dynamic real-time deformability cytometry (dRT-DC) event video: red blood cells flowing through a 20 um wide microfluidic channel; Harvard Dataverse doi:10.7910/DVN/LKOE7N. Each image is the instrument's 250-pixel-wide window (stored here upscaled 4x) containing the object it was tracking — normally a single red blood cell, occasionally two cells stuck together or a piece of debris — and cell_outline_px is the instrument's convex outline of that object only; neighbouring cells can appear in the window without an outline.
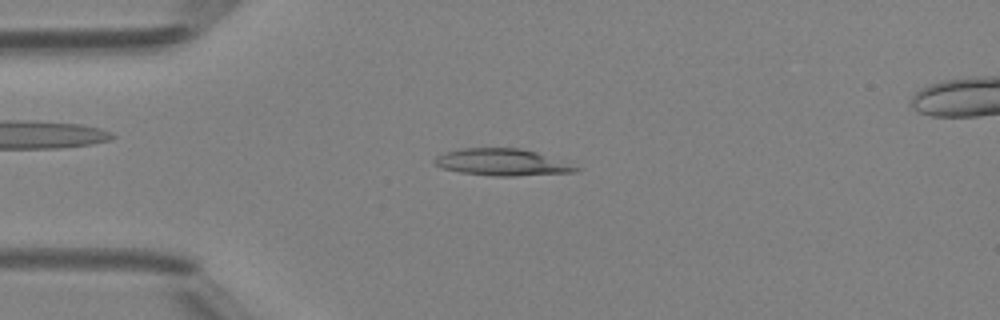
{"species": "Egyptian fruit bat (a non-hibernating species)", "species_latin": "Rousettus aegyptiacus", "temperature_condition": "room temperature", "stored_images_in_passage": 46, "camera_frame_rate_fps": 3000, "um_per_image_px": 0.085, "animal": {"sex": "female"}, "frame": {"image": 1, "passage_image": 10, "time_ms": 3.0, "image_size_px": [1000, 320], "cell_outline_px": [[584, 168], [576, 172], [516, 176], [496, 176], [460, 172], [444, 168], [432, 164], [432, 160], [436, 156], [444, 152], [460, 148], [520, 148], [536, 152]], "centroid_in_image_um": [42.67, 13.79], "position_along_channel_um": 42.3, "area_um2": 22.2}}
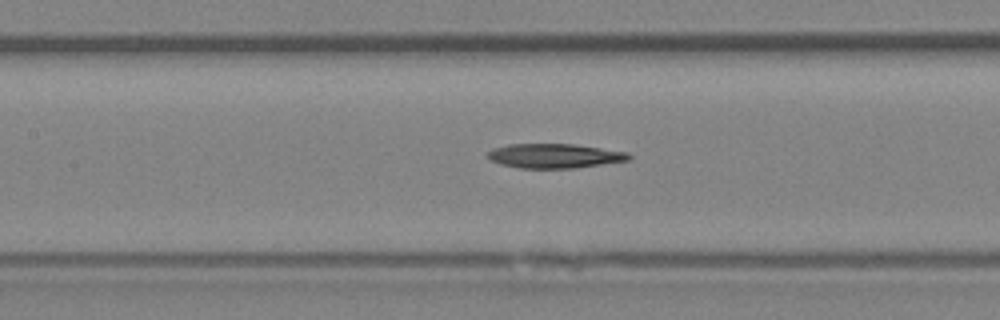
{"frame": {"image": 2, "passage_image": 20, "time_ms": 6.333, "image_size_px": [1000, 320], "cell_outline_px": [[632, 160], [576, 168], [520, 168], [500, 164], [492, 160], [488, 156], [488, 152], [492, 148], [508, 144], [572, 144], [628, 152], [632, 156]], "centroid_in_image_um": [47.17, 13.25], "position_along_channel_um": 160.2, "area_um2": 20.11}}
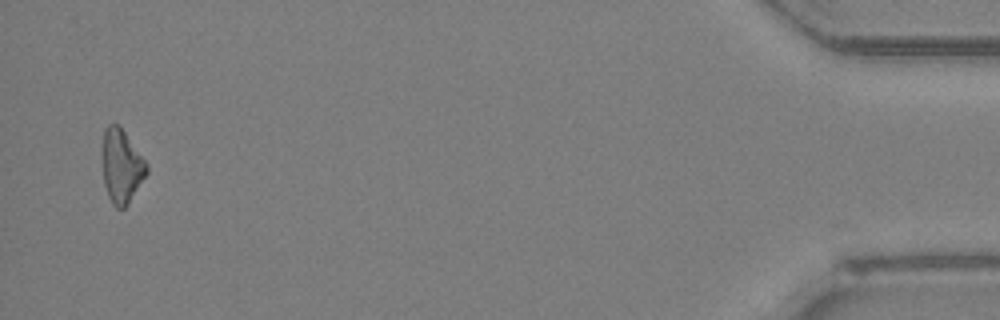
{"frame": {"image": 3, "passage_image": 45, "time_ms": 14.667, "image_size_px": [1000, 320], "cell_outline_px": [[148, 172], [128, 204], [124, 208], [116, 208], [112, 204], [108, 196], [104, 184], [100, 152], [104, 128], [108, 124], [116, 124], [124, 132], [148, 164]], "centroid_in_image_um": [10.28, 14.12], "position_along_channel_um": 424.9, "area_um2": 19.31}}